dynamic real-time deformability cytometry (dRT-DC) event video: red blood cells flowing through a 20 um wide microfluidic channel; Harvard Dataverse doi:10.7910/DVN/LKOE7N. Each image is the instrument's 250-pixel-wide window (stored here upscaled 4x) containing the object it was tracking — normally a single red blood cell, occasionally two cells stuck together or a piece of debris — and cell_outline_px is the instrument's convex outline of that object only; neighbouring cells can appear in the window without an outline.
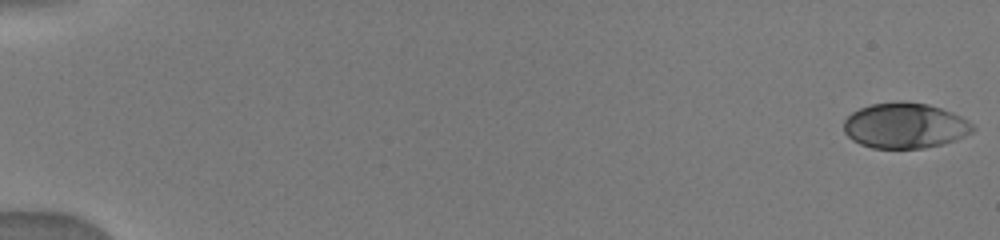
{"species": "human", "species_latin": "Homo sapiens", "temperature_condition": "warm", "stored_images_in_passage": 44, "camera_frame_rate_fps": 3000, "um_per_image_px": 0.085, "donor": {"sex": "male"}, "frame": {"image": 1, "passage_image": 1, "time_ms": 0.0, "image_size_px": [1000, 240], "cell_outline_px": [[976, 128], [972, 132], [956, 140], [944, 144], [924, 148], [872, 148], [860, 144], [852, 140], [844, 132], [844, 120], [852, 112], [860, 108], [872, 104], [900, 100], [928, 104], [952, 112], [968, 120]], "centroid_in_image_um": [76.92, 10.67], "position_along_channel_um": 8.1, "area_um2": 34.39}}
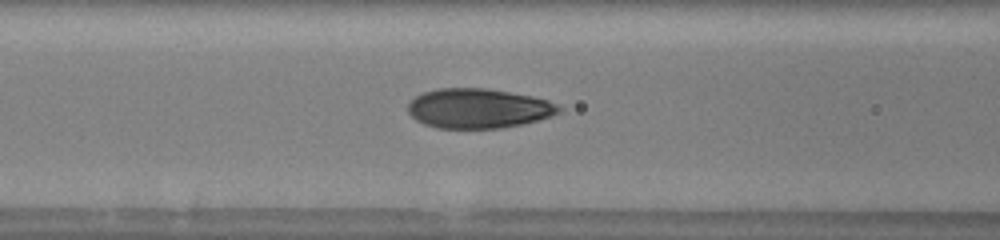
{"frame": {"image": 2, "passage_image": 19, "time_ms": 7.333, "image_size_px": [1000, 240], "cell_outline_px": [[564, 108], [560, 112], [552, 116], [524, 124], [504, 128], [436, 128], [424, 124], [416, 120], [408, 112], [408, 104], [420, 92], [436, 88], [488, 88], [532, 96], [548, 100]], "centroid_in_image_um": [40.67, 9.21], "position_along_channel_um": 125.9, "area_um2": 35.26}}
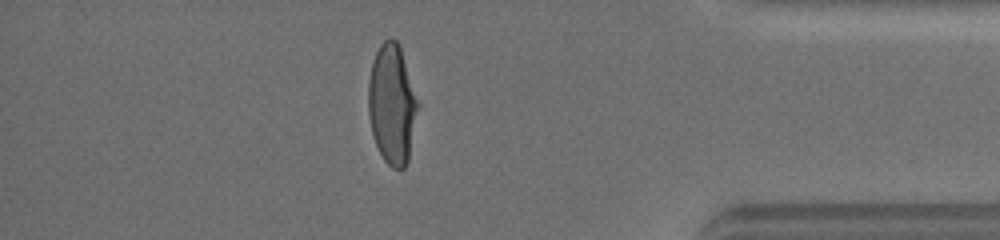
{"frame": {"image": 3, "passage_image": 38, "time_ms": 14.667, "image_size_px": [1000, 240], "cell_outline_px": [[420, 104], [408, 160], [404, 168], [392, 168], [384, 160], [376, 144], [372, 132], [368, 116], [368, 80], [372, 60], [380, 44], [388, 36], [392, 36], [396, 40], [400, 48]], "centroid_in_image_um": [33.32, 8.83], "position_along_channel_um": 401.9, "area_um2": 34.85}}